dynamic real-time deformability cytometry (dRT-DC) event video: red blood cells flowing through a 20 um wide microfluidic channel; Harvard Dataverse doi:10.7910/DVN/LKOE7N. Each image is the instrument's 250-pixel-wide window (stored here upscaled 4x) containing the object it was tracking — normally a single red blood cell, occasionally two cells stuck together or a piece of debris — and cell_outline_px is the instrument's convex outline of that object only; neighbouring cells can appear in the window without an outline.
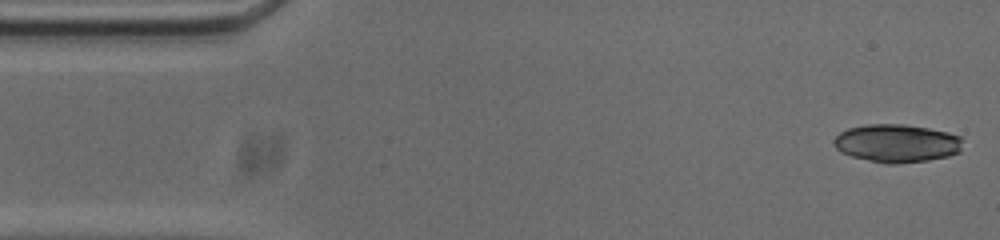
{"species": "common noctule bat (a hibernating species)", "species_latin": "Nyctalus noctula", "temperature_condition": "cold", "stored_images_in_passage": 52, "camera_frame_rate_fps": 3000, "um_per_image_px": 0.085, "animal": {"sex": "male", "body_mass_g": 20.0, "forearm_length_mm": 53.3}, "frame": {"image": 1, "passage_image": 1, "time_ms": 0.0, "image_size_px": [1000, 240], "cell_outline_px": [[964, 140], [960, 152], [948, 156], [928, 160], [896, 164], [884, 164], [852, 156], [840, 152], [836, 148], [832, 140], [840, 132], [848, 128], [868, 124], [904, 124], [928, 128], [948, 132], [960, 136]], "centroid_in_image_um": [76.24, 12.18], "position_along_channel_um": 8.8, "area_um2": 28.84}, "authors_computed_cell_mechanics": {"area_um2": 28.7266, "velocity_mm_per_s": 3.7305, "shape_relaxation_time_tau1_ms": 1.5484, "shape_relaxation_time_tau2_ms": 3.2148, "deformation_change_tau1": 0.2963, "deformation_change_tau2": 0.0919}}